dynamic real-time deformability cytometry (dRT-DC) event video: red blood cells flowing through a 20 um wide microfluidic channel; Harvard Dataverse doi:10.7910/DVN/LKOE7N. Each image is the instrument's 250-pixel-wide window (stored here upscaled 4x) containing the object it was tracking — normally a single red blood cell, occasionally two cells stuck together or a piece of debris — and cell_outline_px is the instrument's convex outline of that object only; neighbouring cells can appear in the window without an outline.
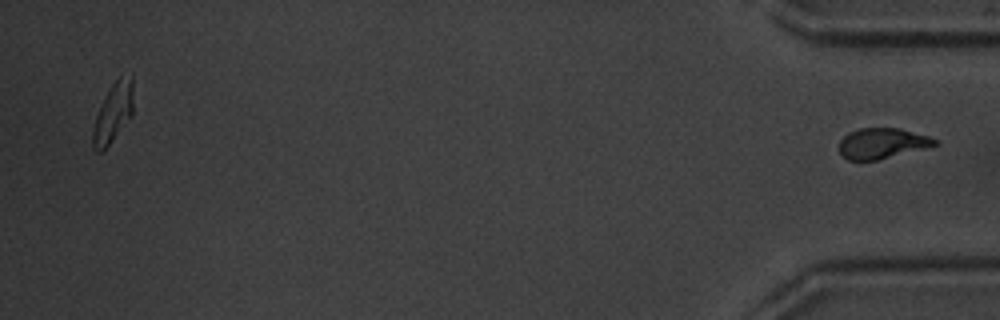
{"species": "common noctule bat (a hibernating species)", "species_latin": "Nyctalus noctula", "temperature_condition": "warm", "stored_images_in_passage": 38, "segment_of_instrument_passage": [2, 2], "camera_frame_rate_fps": 3000, "um_per_image_px": 0.085, "animal": {"sex": "male", "body_mass_g": 20.1, "forearm_length_mm": 53.5}, "frame": {"image": 1, "passage_image": 38, "time_ms": 12.333, "image_size_px": [1000, 320], "cell_outline_px": [[940, 144], [876, 160], [848, 160], [840, 152], [840, 140], [848, 132], [860, 128], [900, 128], [928, 136], [936, 140]], "centroid_in_image_um": [74.97, 12.17], "position_along_channel_um": 360.2, "area_um2": 16.76}}